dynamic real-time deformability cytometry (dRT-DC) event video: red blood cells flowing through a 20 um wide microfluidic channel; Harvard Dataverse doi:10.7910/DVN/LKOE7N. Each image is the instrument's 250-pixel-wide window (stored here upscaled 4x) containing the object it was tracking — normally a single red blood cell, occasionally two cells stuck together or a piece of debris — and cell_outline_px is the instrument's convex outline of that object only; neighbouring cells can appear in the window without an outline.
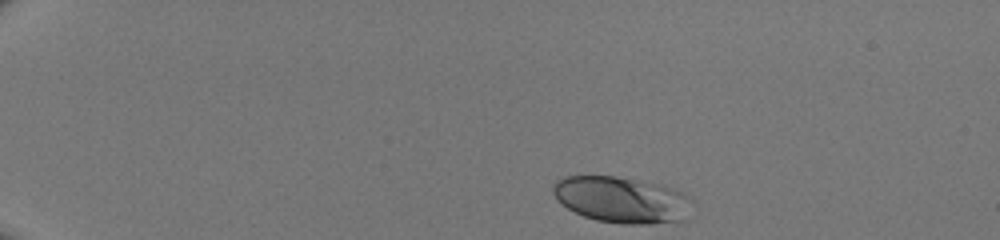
{"species": "human", "species_latin": "Homo sapiens", "temperature_condition": "room temperature", "stored_images_in_passage": 37, "camera_frame_rate_fps": 3000, "um_per_image_px": 0.085, "donor": {"sex": "male"}, "frame": {"image": 1, "passage_image": 1, "time_ms": 0.0, "image_size_px": [1000, 240], "cell_outline_px": [[692, 200], [688, 220], [652, 224], [620, 224], [596, 220], [584, 216], [568, 208], [556, 200], [552, 192], [552, 184], [556, 180], [564, 176], [616, 176], [664, 184], [688, 196]], "centroid_in_image_um": [52.86, 16.98], "position_along_channel_um": 32.1, "area_um2": 38.09}}
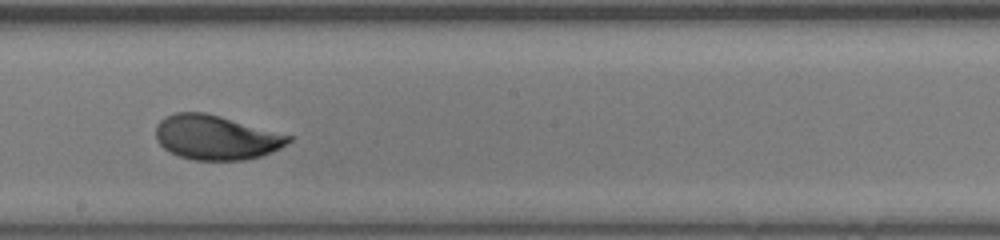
{"frame": {"image": 2, "passage_image": 22, "time_ms": 7.0, "image_size_px": [1000, 240], "cell_outline_px": [[292, 140], [280, 148], [260, 156], [244, 160], [192, 160], [180, 156], [164, 148], [156, 140], [156, 124], [160, 120], [176, 112], [204, 112], [220, 116], [292, 136]], "centroid_in_image_um": [18.34, 11.68], "position_along_channel_um": 229.9, "area_um2": 34.1}}
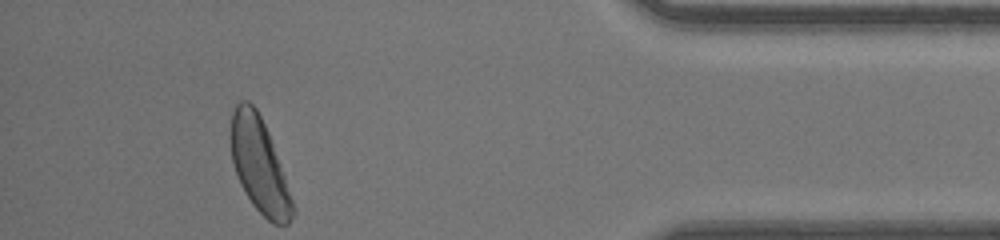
{"frame": {"image": 3, "passage_image": 37, "time_ms": 12.0, "image_size_px": [1000, 240], "cell_outline_px": [[296, 212], [288, 224], [272, 224], [252, 204], [240, 184], [232, 160], [228, 132], [232, 112], [236, 104], [240, 100], [248, 100], [256, 108], [268, 132], [280, 164], [296, 208]], "centroid_in_image_um": [22.02, 14.03], "position_along_channel_um": 413.2, "area_um2": 34.28}}